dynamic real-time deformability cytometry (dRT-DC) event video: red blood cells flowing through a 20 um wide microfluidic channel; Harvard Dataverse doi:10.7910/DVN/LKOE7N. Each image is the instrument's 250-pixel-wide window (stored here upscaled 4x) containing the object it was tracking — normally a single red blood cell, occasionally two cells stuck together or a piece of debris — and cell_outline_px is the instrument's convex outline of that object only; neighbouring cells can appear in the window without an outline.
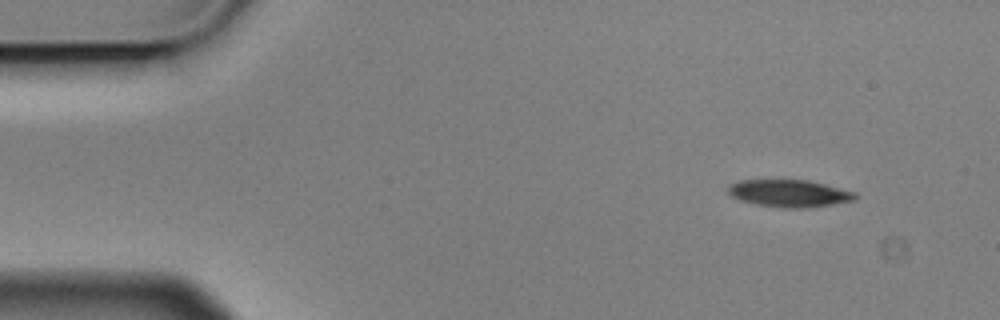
{"species": "Egyptian fruit bat (a non-hibernating species)", "species_latin": "Rousettus aegyptiacus", "temperature_condition": "cold", "stored_images_in_passage": 5, "camera_frame_rate_fps": 3000, "um_per_image_px": 0.085, "animal": {"sex": "male"}, "frame": {"image": 1, "passage_image": 1, "time_ms": 0.0, "image_size_px": [1000, 320], "cell_outline_px": [[860, 196], [856, 200], [808, 208], [784, 208], [756, 204], [740, 200], [732, 196], [728, 192], [728, 188], [732, 184], [740, 180], [808, 180], [856, 192]], "centroid_in_image_um": [67.14, 16.44], "position_along_channel_um": 17.9, "area_um2": 20.17}}
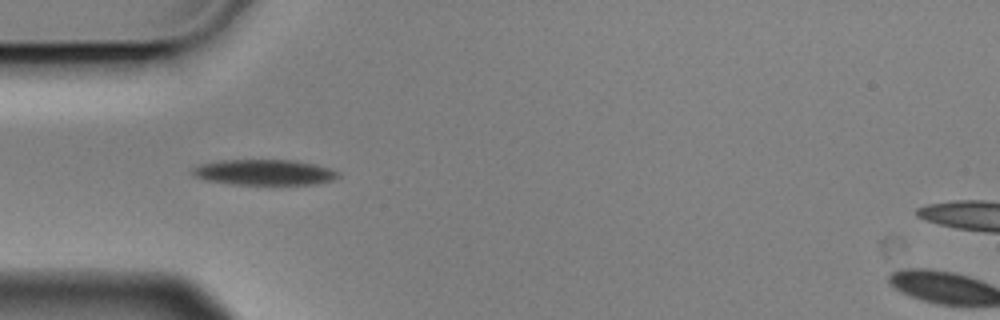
{"frame": {"image": 2, "passage_image": 4, "time_ms": 1.0, "image_size_px": [1000, 320], "cell_outline_px": [[340, 176], [332, 180], [316, 184], [232, 184], [204, 180], [196, 176], [192, 172], [192, 168], [200, 164], [220, 160], [296, 160], [328, 168], [340, 172]], "centroid_in_image_um": [22.46, 14.64], "position_along_channel_um": 62.5, "area_um2": 21.62}}
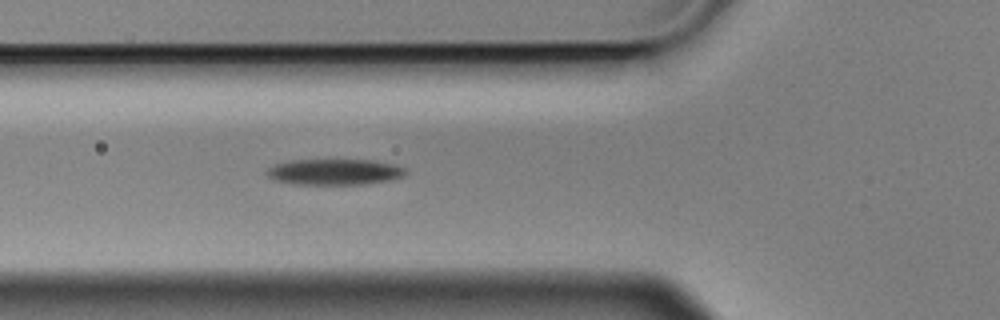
{"frame": {"image": 3, "passage_image": 5, "time_ms": 1.333, "image_size_px": [1000, 320], "cell_outline_px": [[408, 172], [404, 176], [388, 180], [364, 184], [292, 184], [272, 180], [264, 172], [268, 168], [276, 164], [292, 160], [372, 160], [392, 164], [404, 168]], "centroid_in_image_um": [28.39, 14.61], "position_along_channel_um": 97.4, "area_um2": 20.92}}